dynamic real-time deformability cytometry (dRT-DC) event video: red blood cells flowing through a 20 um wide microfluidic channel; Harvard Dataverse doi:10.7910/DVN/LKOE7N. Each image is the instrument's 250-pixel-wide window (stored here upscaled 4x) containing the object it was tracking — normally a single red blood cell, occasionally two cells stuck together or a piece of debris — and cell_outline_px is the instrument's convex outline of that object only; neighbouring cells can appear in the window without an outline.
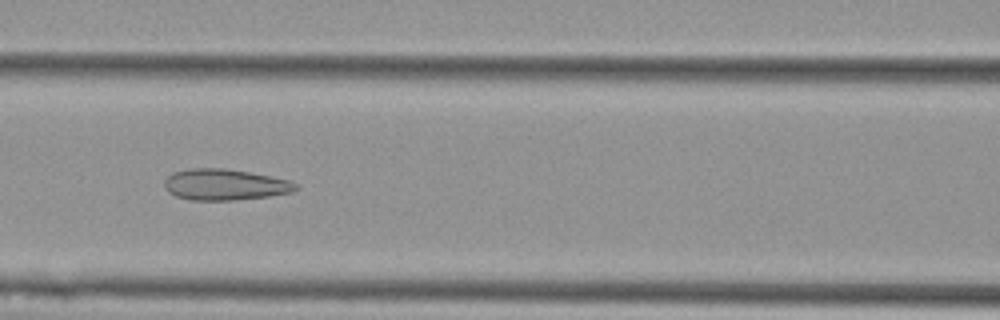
{"species": "Egyptian fruit bat (a non-hibernating species)", "species_latin": "Rousettus aegyptiacus", "temperature_condition": "cold", "stored_images_in_passage": 9, "camera_frame_rate_fps": 3000, "um_per_image_px": 0.085, "animal": {"sex": "female"}, "frame": {"image": 1, "passage_image": 7, "time_ms": 2.0, "image_size_px": [1000, 320], "cell_outline_px": [[296, 188], [292, 192], [268, 196], [236, 200], [192, 200], [176, 196], [168, 192], [164, 188], [164, 180], [172, 172], [192, 168], [224, 168], [272, 176], [288, 180], [296, 184]], "centroid_in_image_um": [19.07, 15.69], "position_along_channel_um": 147.5, "area_um2": 23.76}}
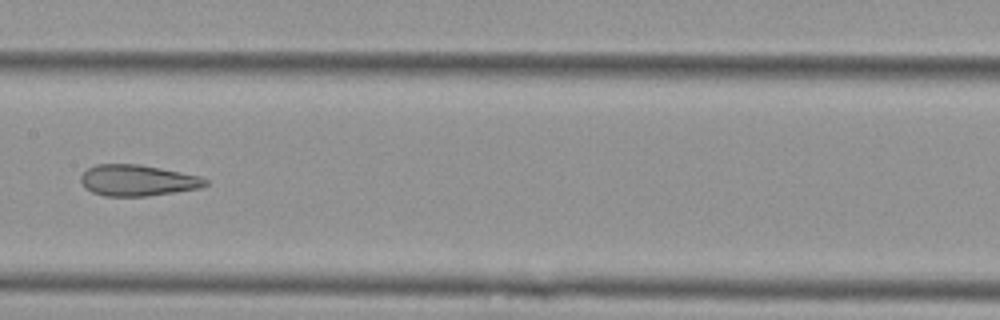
{"frame": {"image": 2, "passage_image": 8, "time_ms": 2.333, "image_size_px": [1000, 320], "cell_outline_px": [[208, 184], [200, 188], [176, 192], [148, 196], [104, 196], [92, 192], [84, 188], [80, 180], [80, 176], [88, 168], [96, 164], [140, 164], [200, 176], [208, 180]], "centroid_in_image_um": [11.68, 15.34], "position_along_channel_um": 195.7, "area_um2": 22.72}}
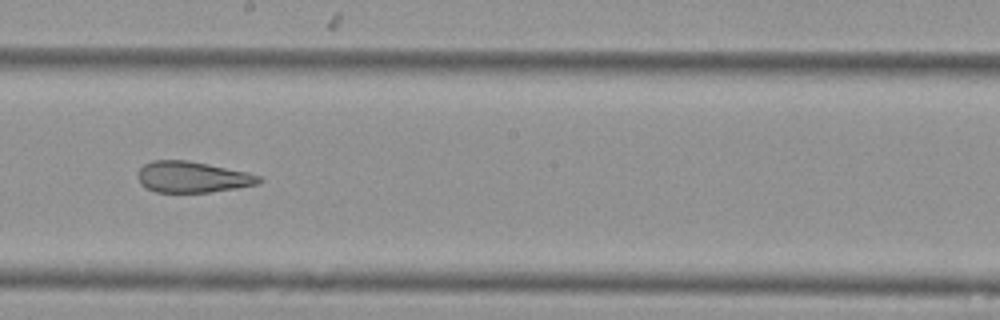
{"frame": {"image": 3, "passage_image": 9, "time_ms": 2.667, "image_size_px": [1000, 320], "cell_outline_px": [[264, 180], [260, 184], [236, 188], [208, 192], [156, 192], [144, 188], [140, 184], [140, 168], [144, 164], [152, 160], [188, 160], [248, 172], [260, 176]], "centroid_in_image_um": [16.39, 15.05], "position_along_channel_um": 231.8, "area_um2": 21.96}}